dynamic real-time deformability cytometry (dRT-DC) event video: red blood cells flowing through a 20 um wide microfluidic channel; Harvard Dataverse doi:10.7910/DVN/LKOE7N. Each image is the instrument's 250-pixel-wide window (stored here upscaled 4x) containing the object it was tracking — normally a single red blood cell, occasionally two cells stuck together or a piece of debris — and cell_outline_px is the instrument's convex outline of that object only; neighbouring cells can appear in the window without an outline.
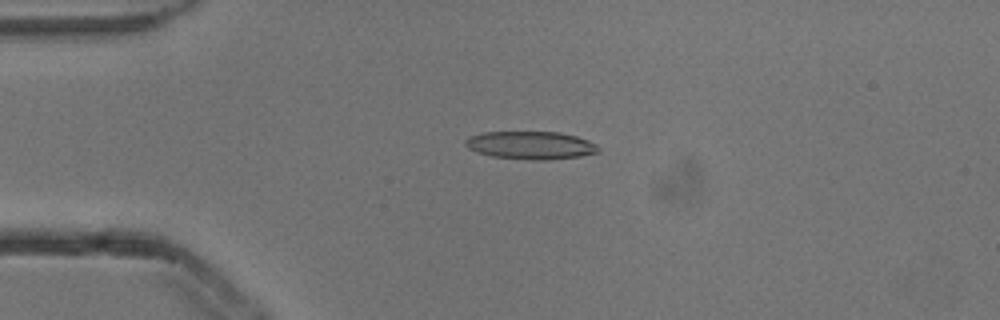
{"species": "common noctule bat (a hibernating species)", "species_latin": "Nyctalus noctula", "temperature_condition": "cold", "stored_images_in_passage": 5, "camera_frame_rate_fps": 3000, "um_per_image_px": 0.085, "animal": {"sex": "male", "body_mass_g": 13.3}, "frame": {"image": 1, "passage_image": 4, "time_ms": 1.0, "image_size_px": [1000, 320], "cell_outline_px": [[600, 152], [580, 156], [548, 160], [532, 160], [492, 156], [476, 152], [468, 148], [464, 144], [464, 140], [472, 136], [484, 132], [560, 132], [576, 136], [588, 140], [596, 144], [600, 148]], "centroid_in_image_um": [45.13, 12.35], "position_along_channel_um": 39.9, "area_um2": 21.68}}